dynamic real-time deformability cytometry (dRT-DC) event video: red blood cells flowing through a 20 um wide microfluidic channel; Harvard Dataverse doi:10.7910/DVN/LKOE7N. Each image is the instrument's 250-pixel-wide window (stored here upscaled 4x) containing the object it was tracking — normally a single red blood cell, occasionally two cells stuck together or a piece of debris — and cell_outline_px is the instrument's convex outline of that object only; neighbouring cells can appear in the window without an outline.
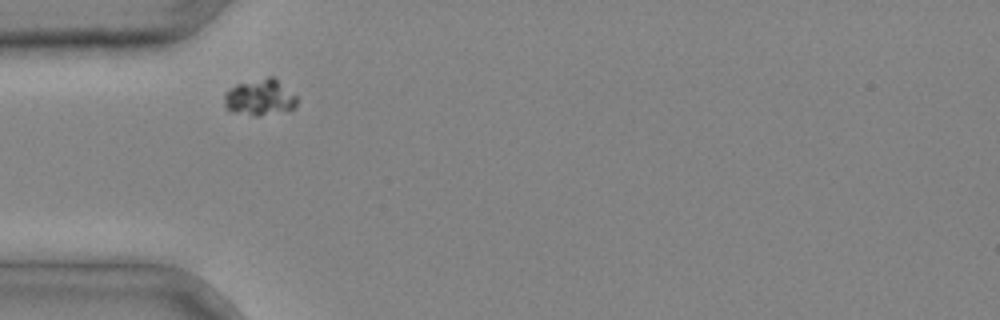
{"species": "common noctule bat (a hibernating species)", "species_latin": "Nyctalus noctula", "temperature_condition": "cold", "stored_images_in_passage": 3, "camera_frame_rate_fps": 3000, "um_per_image_px": 0.085, "animal": {"sex": "male", "body_mass_g": 20.4}, "frame": {"image": 1, "passage_image": 1, "time_ms": 0.0, "image_size_px": [1000, 320], "cell_outline_px": [[296, 104], [292, 108], [256, 116], [252, 116], [232, 112], [224, 104], [224, 92], [236, 84], [268, 76], [272, 76], [296, 96]], "centroid_in_image_um": [22.02, 8.26], "position_along_channel_um": 63.0, "area_um2": 15.03}}